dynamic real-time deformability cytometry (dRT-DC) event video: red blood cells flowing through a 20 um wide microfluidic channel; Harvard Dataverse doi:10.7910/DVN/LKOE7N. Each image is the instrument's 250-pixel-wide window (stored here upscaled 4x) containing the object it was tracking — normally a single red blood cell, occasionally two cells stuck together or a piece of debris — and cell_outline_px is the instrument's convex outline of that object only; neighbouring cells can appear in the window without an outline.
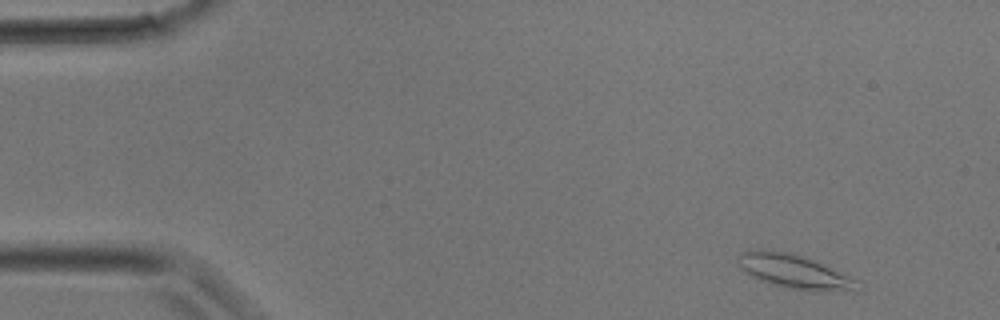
{"species": "common noctule bat (a hibernating species)", "species_latin": "Nyctalus noctula", "temperature_condition": "room temperature", "stored_images_in_passage": 19, "camera_frame_rate_fps": 3000, "um_per_image_px": 0.085, "animal": {"sex": "male", "body_mass_g": 17.9}, "frame": {"image": 1, "passage_image": 1, "time_ms": 0.0, "image_size_px": [1000, 320], "cell_outline_px": [[860, 280], [852, 288], [828, 292], [820, 292], [784, 288], [772, 284], [752, 276], [744, 272], [740, 268], [736, 256], [740, 252], [792, 252], [812, 260]], "centroid_in_image_um": [67.48, 23.11], "position_along_channel_um": 17.5, "area_um2": 22.83}}
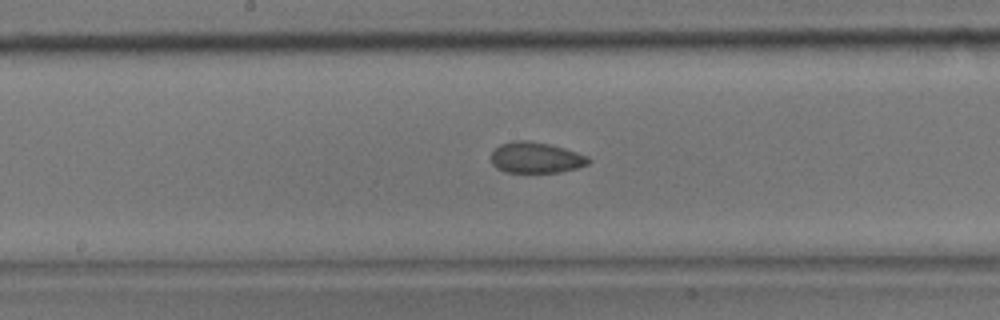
{"frame": {"image": 2, "passage_image": 9, "time_ms": 2.667, "image_size_px": [1000, 320], "cell_outline_px": [[592, 160], [588, 164], [576, 168], [556, 172], [504, 172], [496, 168], [492, 164], [492, 152], [500, 144], [512, 140], [528, 140], [548, 144], [564, 148], [588, 156]], "centroid_in_image_um": [45.54, 13.39], "position_along_channel_um": 202.7, "area_um2": 17.51}}
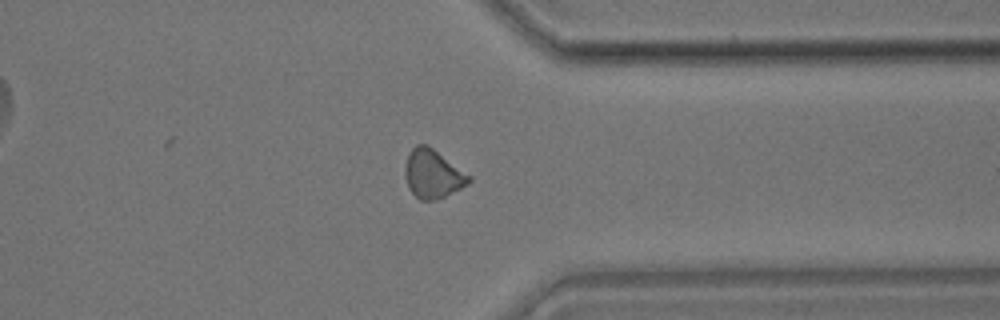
{"frame": {"image": 3, "passage_image": 18, "time_ms": 5.667, "image_size_px": [1000, 320], "cell_outline_px": [[472, 180], [468, 184], [444, 196], [432, 200], [420, 200], [408, 188], [404, 176], [404, 168], [408, 152], [416, 144], [428, 144], [472, 176]], "centroid_in_image_um": [36.77, 14.75], "position_along_channel_um": 374.6, "area_um2": 18.26}}